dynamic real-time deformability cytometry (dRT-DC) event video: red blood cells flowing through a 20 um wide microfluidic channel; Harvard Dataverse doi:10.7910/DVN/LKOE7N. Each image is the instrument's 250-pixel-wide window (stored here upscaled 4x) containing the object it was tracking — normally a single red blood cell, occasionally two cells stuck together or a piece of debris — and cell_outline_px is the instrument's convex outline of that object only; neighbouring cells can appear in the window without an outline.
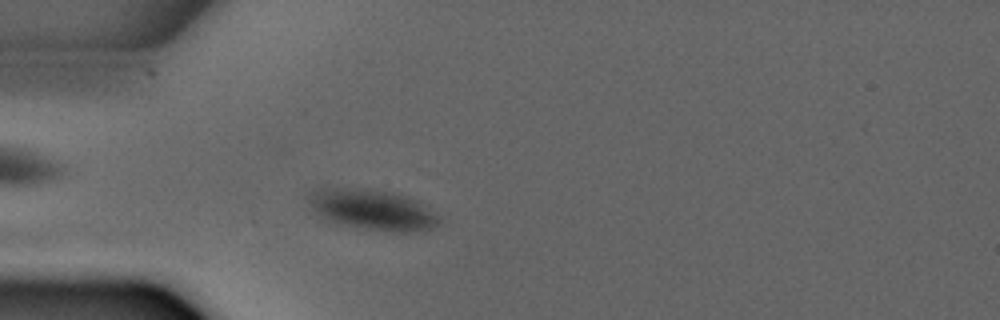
{"species": "common noctule bat (a hibernating species)", "species_latin": "Nyctalus noctula", "temperature_condition": "warm", "stored_images_in_passage": 2, "camera_frame_rate_fps": 3000, "um_per_image_px": 0.085, "animal": {"sex": "male", "forearm_length_mm": 52.5}, "frame": {"image": 1, "passage_image": 2, "time_ms": 2.0, "image_size_px": [1000, 320], "cell_outline_px": [[444, 220], [428, 228], [404, 232], [400, 232], [336, 224], [320, 216], [308, 200], [308, 192], [320, 188], [360, 188], [392, 192], [408, 196], [416, 200], [440, 216]], "centroid_in_image_um": [31.65, 17.8], "position_along_channel_um": 53.4, "area_um2": 30.4}}